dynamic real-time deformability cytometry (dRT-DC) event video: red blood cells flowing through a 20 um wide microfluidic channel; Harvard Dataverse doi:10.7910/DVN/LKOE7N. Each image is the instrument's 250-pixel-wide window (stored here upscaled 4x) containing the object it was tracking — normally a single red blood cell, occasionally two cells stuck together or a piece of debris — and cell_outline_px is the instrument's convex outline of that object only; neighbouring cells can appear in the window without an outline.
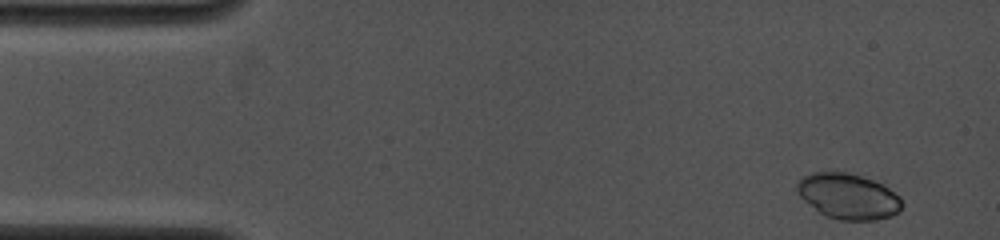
{"species": "common noctule bat (a hibernating species)", "species_latin": "Nyctalus noctula", "temperature_condition": "cold", "stored_images_in_passage": 4, "camera_frame_rate_fps": 4000, "um_per_image_px": 0.085, "animal": {"sex": "female", "body_mass_g": 19.0, "forearm_length_mm": 53.3}, "frame": {"image": 1, "passage_image": 1, "time_ms": 0.0, "image_size_px": [1000, 240], "cell_outline_px": [[904, 204], [900, 212], [892, 216], [876, 220], [840, 220], [824, 216], [804, 200], [800, 196], [796, 188], [796, 184], [800, 176], [812, 172], [848, 172], [872, 180], [888, 188], [900, 196]], "centroid_in_image_um": [72.1, 16.69], "position_along_channel_um": 12.9, "area_um2": 28.09}}